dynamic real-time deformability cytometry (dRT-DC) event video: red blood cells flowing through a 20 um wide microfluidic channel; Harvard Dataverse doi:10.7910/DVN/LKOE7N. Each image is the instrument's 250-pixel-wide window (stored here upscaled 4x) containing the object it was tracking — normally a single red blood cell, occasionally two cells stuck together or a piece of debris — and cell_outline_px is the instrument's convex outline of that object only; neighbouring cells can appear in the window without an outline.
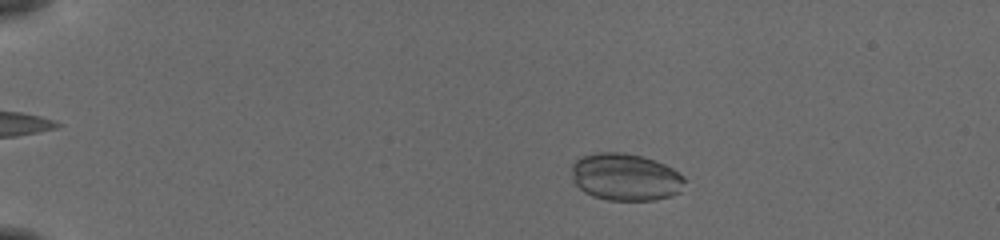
{"species": "common noctule bat (a hibernating species)", "species_latin": "Nyctalus noctula", "temperature_condition": "cold", "stored_images_in_passage": 53, "camera_frame_rate_fps": 3000, "um_per_image_px": 0.085, "animal": {"sex": "female", "body_mass_g": 19.5, "forearm_length_mm": 54.1}, "frame": {"image": 1, "passage_image": 9, "time_ms": 2.667, "image_size_px": [1000, 240], "cell_outline_px": [[684, 180], [680, 192], [672, 196], [652, 200], [608, 200], [592, 196], [584, 192], [572, 180], [572, 164], [580, 156], [596, 152], [624, 152], [640, 156], [664, 164], [672, 168], [684, 176]], "centroid_in_image_um": [53.13, 15.05], "position_along_channel_um": 31.9, "area_um2": 31.15}}
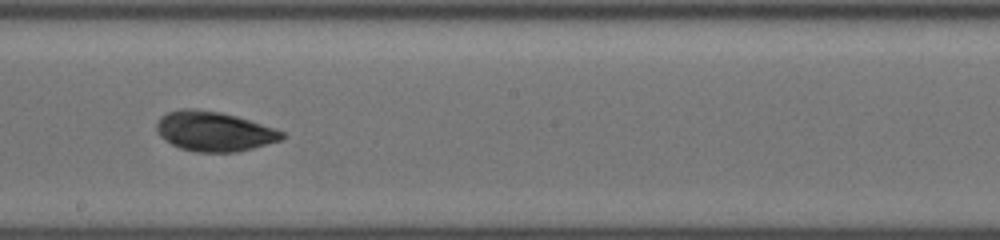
{"frame": {"image": 2, "passage_image": 31, "time_ms": 10.0, "image_size_px": [1000, 240], "cell_outline_px": [[284, 136], [280, 140], [252, 148], [236, 152], [196, 152], [180, 148], [164, 140], [160, 136], [156, 128], [156, 124], [160, 116], [168, 112], [180, 108], [196, 108], [220, 112], [236, 116], [276, 128], [284, 132]], "centroid_in_image_um": [18.16, 11.15], "position_along_channel_um": 230.0, "area_um2": 29.07}}
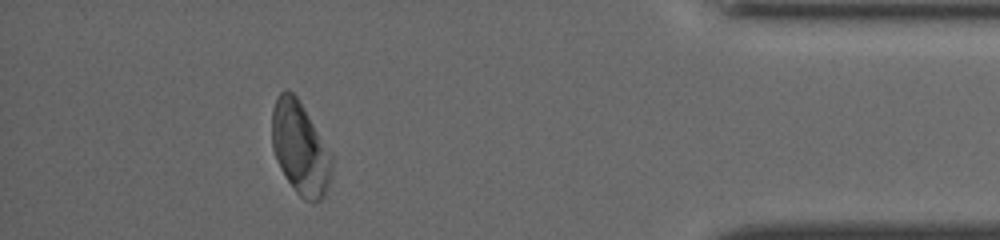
{"frame": {"image": 3, "passage_image": 48, "time_ms": 15.667, "image_size_px": [1000, 240], "cell_outline_px": [[332, 168], [328, 188], [324, 196], [320, 200], [312, 204], [304, 200], [296, 192], [284, 176], [276, 160], [272, 148], [272, 108], [280, 92], [284, 88], [288, 88], [296, 96], [304, 108], [332, 156]], "centroid_in_image_um": [25.49, 12.63], "position_along_channel_um": 409.7, "area_um2": 32.37}}